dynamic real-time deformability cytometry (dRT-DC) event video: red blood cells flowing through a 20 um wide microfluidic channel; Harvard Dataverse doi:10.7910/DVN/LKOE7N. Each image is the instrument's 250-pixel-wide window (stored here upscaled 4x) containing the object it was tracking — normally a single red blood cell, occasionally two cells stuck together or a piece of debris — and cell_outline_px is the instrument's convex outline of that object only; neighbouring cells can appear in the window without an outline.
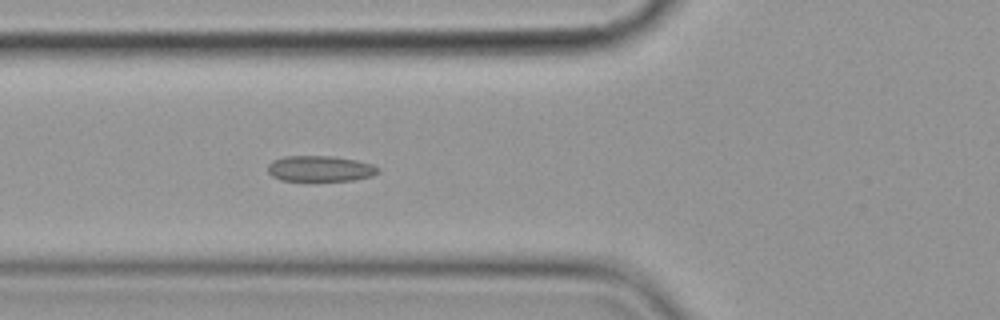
{"species": "common noctule bat (a hibernating species)", "species_latin": "Nyctalus noctula", "temperature_condition": "cold", "stored_images_in_passage": 7, "camera_frame_rate_fps": 3000, "um_per_image_px": 0.085, "animal": {"sex": "female", "body_mass_g": 19.9}, "frame": {"image": 1, "passage_image": 6, "time_ms": 6.0, "image_size_px": [1000, 320], "cell_outline_px": [[380, 172], [372, 176], [352, 180], [312, 184], [280, 180], [272, 176], [268, 172], [268, 164], [272, 160], [284, 156], [332, 156], [356, 160], [372, 164], [380, 168]], "centroid_in_image_um": [27.18, 14.39], "position_along_channel_um": 98.6, "area_um2": 17.57}}